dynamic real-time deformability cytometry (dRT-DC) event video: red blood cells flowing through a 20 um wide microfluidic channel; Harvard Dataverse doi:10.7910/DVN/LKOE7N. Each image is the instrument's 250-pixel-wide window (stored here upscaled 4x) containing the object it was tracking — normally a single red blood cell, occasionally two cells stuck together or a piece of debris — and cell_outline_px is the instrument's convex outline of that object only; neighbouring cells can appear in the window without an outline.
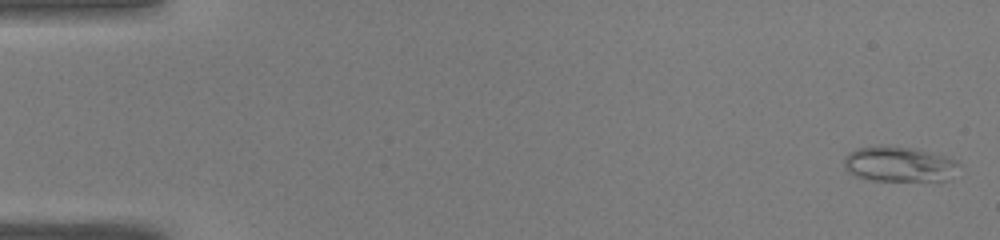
{"species": "common noctule bat (a hibernating species)", "species_latin": "Nyctalus noctula", "temperature_condition": "warm", "stored_images_in_passage": 49, "camera_frame_rate_fps": 3000, "um_per_image_px": 0.085, "animal": {"sex": "male", "body_mass_g": 19.0, "forearm_length_mm": 50.8}, "frame": {"image": 1, "passage_image": 1, "time_ms": 0.0, "image_size_px": [1000, 240], "cell_outline_px": [[960, 164], [948, 180], [872, 180], [856, 176], [848, 172], [844, 168], [844, 156], [848, 152], [856, 148], [880, 144], [912, 148], [932, 152], [948, 156], [956, 160]], "centroid_in_image_um": [76.39, 13.92], "position_along_channel_um": 8.6, "area_um2": 23.81}}
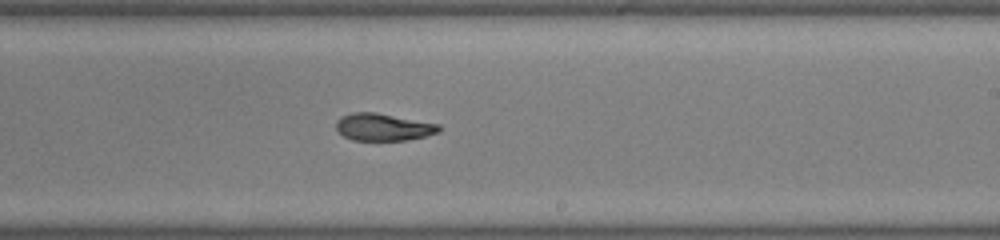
{"frame": {"image": 2, "passage_image": 30, "time_ms": 9.667, "image_size_px": [1000, 240], "cell_outline_px": [[440, 132], [408, 140], [352, 140], [336, 132], [336, 120], [340, 116], [352, 112], [376, 112], [440, 124]], "centroid_in_image_um": [32.54, 10.79], "position_along_channel_um": 256.5, "area_um2": 16.53}}
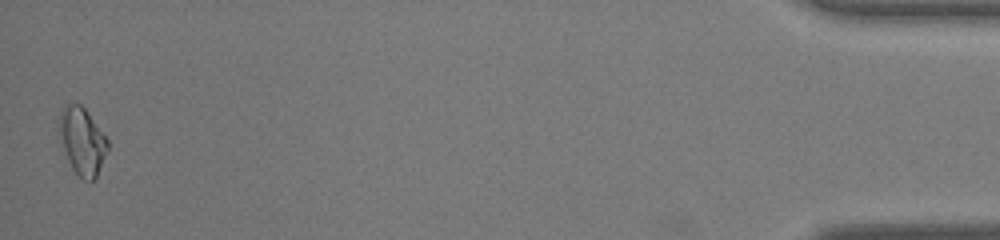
{"frame": {"image": 3, "passage_image": 49, "time_ms": 16.0, "image_size_px": [1000, 240], "cell_outline_px": [[108, 152], [96, 176], [92, 180], [84, 180], [72, 168], [68, 160], [56, 132], [56, 128], [60, 112], [68, 104], [80, 104], [84, 108], [108, 140]], "centroid_in_image_um": [6.95, 11.99], "position_along_channel_um": 428.2, "area_um2": 18.96}, "authors_computed_cell_mechanics": {"area_um2": 17.629, "velocity_mm_per_s": 4.0933, "shape_relaxation_time_tau1_ms": null, "shape_relaxation_time_tau2_ms": 2.8923, "deformation_change_tau1": null, "deformation_change_tau2": 0.0663}}